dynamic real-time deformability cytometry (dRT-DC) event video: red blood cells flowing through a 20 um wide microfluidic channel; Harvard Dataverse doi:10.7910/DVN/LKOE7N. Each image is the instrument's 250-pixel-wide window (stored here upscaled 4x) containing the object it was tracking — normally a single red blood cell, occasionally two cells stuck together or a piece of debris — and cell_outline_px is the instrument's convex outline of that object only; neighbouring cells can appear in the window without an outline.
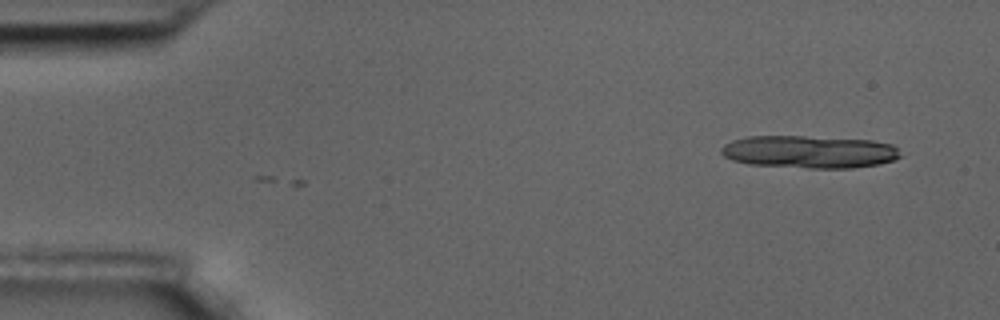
{"species": "common noctule bat (a hibernating species)", "species_latin": "Nyctalus noctula", "temperature_condition": "room temperature", "stored_images_in_passage": 12, "camera_frame_rate_fps": 3000, "um_per_image_px": 0.085, "animal": {"sex": "male", "body_mass_g": 17.5, "forearm_length_mm": 52.3}, "frame": {"image": 1, "passage_image": 12, "time_ms": 3.667, "image_size_px": [1000, 320], "cell_outline_px": [[900, 156], [892, 160], [880, 164], [852, 168], [808, 168], [748, 164], [732, 160], [724, 156], [720, 152], [720, 148], [724, 144], [732, 140], [748, 136], [804, 136], [872, 140], [892, 144], [896, 148]], "centroid_in_image_um": [68.75, 12.9], "position_along_channel_um": 16.3, "area_um2": 34.1}}